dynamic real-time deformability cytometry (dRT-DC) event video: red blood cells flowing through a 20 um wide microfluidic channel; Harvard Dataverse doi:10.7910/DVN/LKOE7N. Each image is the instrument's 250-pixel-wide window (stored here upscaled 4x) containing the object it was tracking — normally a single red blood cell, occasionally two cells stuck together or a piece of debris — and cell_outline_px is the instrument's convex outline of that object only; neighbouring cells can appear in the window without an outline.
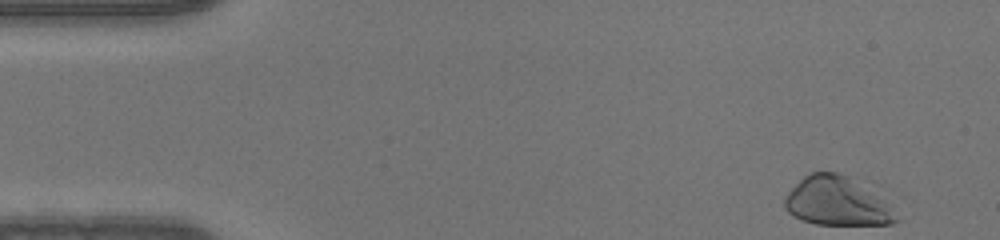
{"species": "human", "species_latin": "Homo sapiens", "temperature_condition": "warm", "stored_images_in_passage": 48, "camera_frame_rate_fps": 3000, "um_per_image_px": 0.085, "donor": {"sex": "male"}, "frame": {"image": 1, "passage_image": 1, "time_ms": 0.0, "image_size_px": [1000, 240], "cell_outline_px": [[900, 220], [892, 224], [816, 224], [792, 216], [784, 208], [784, 200], [788, 192], [804, 176], [812, 172], [836, 172], [848, 176], [876, 192], [884, 200]], "centroid_in_image_um": [71.13, 17.11], "position_along_channel_um": 13.9, "area_um2": 31.5}}
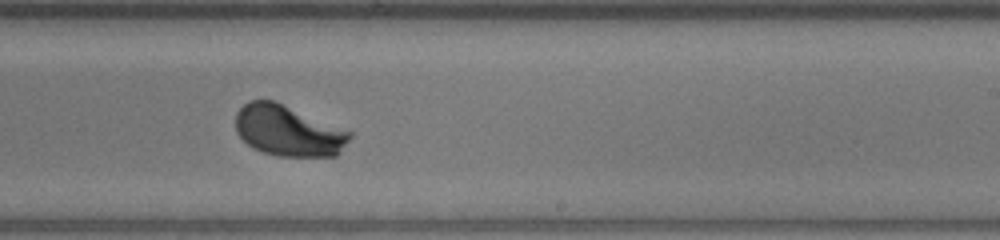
{"frame": {"image": 2, "passage_image": 28, "time_ms": 9.0, "image_size_px": [1000, 240], "cell_outline_px": [[352, 136], [340, 152], [336, 156], [280, 156], [264, 152], [248, 144], [236, 132], [236, 112], [248, 100], [272, 100], [352, 132]], "centroid_in_image_um": [24.49, 11.11], "position_along_channel_um": 264.5, "area_um2": 33.35}}
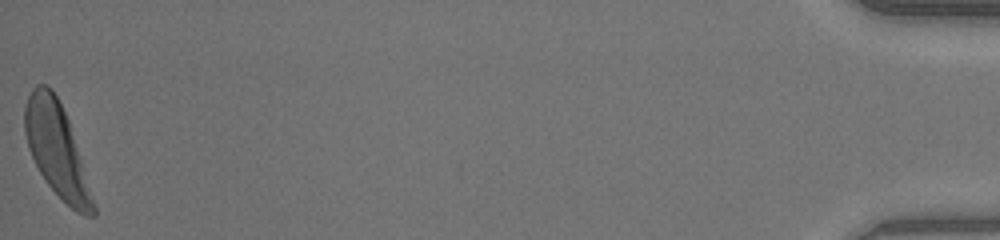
{"frame": {"image": 3, "passage_image": 48, "time_ms": 15.667, "image_size_px": [1000, 240], "cell_outline_px": [[96, 216], [84, 216], [76, 212], [48, 184], [40, 172], [28, 148], [24, 132], [24, 108], [28, 96], [32, 88], [36, 84], [44, 84], [52, 88], [68, 120], [80, 156], [96, 208]], "centroid_in_image_um": [4.8, 12.71], "position_along_channel_um": 430.4, "area_um2": 36.41}}